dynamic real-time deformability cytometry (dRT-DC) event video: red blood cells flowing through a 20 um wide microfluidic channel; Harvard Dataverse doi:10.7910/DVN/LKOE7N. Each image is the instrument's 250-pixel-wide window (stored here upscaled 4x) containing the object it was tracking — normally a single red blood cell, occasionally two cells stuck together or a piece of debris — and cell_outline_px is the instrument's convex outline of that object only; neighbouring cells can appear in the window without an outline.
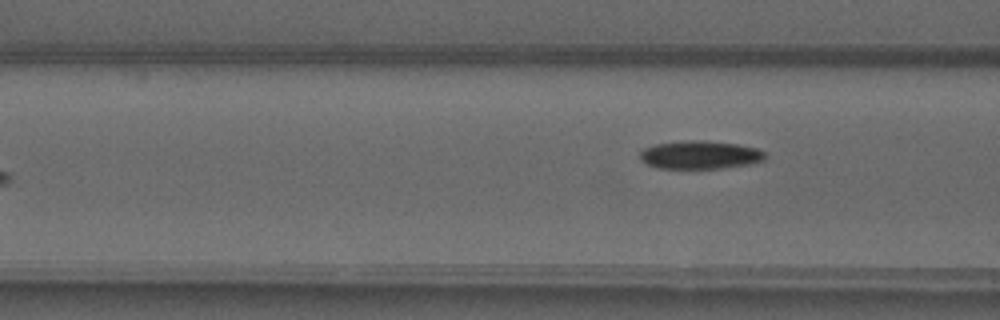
{"species": "common noctule bat (a hibernating species)", "species_latin": "Nyctalus noctula", "temperature_condition": "warm", "stored_images_in_passage": 5, "camera_frame_rate_fps": 3000, "um_per_image_px": 0.085, "animal": {"sex": "male", "forearm_length_mm": 52.5}, "frame": {"image": 1, "passage_image": 5, "time_ms": 4.667, "image_size_px": [1000, 320], "cell_outline_px": [[764, 160], [748, 164], [724, 168], [660, 168], [648, 164], [640, 160], [640, 152], [644, 148], [656, 144], [684, 140], [704, 140], [736, 144], [756, 148], [764, 152]], "centroid_in_image_um": [59.48, 13.16], "position_along_channel_um": 107.1, "area_um2": 20.4}}